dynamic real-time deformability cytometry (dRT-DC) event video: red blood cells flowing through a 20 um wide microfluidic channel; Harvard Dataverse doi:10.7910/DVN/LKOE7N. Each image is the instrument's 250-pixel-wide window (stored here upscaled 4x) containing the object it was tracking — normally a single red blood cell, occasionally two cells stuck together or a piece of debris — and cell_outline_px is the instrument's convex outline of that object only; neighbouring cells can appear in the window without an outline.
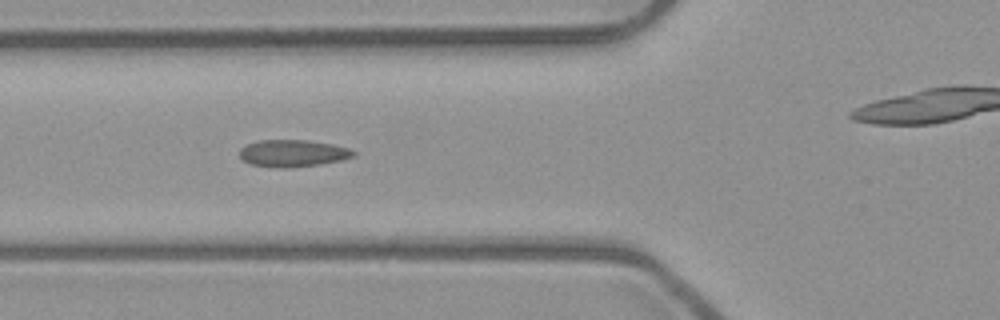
{"species": "common noctule bat (a hibernating species)", "species_latin": "Nyctalus noctula", "temperature_condition": "room temperature", "stored_images_in_passage": 6, "camera_frame_rate_fps": 3000, "um_per_image_px": 0.085, "animal": {"sex": "male", "body_mass_g": 23.1, "forearm_length_mm": 52.7}, "frame": {"image": 1, "passage_image": 3, "time_ms": 0.667, "image_size_px": [1000, 320], "cell_outline_px": [[356, 156], [340, 160], [320, 164], [288, 168], [272, 168], [252, 164], [244, 160], [240, 156], [240, 148], [248, 144], [260, 140], [308, 140], [332, 144], [348, 148], [356, 152]], "centroid_in_image_um": [24.9, 13.03], "position_along_channel_um": 100.9, "area_um2": 17.92}}
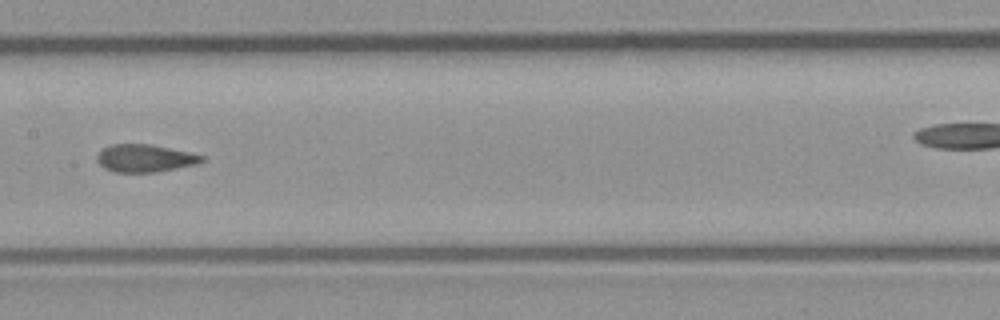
{"frame": {"image": 2, "passage_image": 5, "time_ms": 1.333, "image_size_px": [1000, 320], "cell_outline_px": [[204, 160], [196, 164], [156, 172], [112, 172], [104, 168], [96, 160], [96, 156], [104, 148], [112, 144], [148, 144], [188, 152], [204, 156]], "centroid_in_image_um": [12.28, 13.46], "position_along_channel_um": 195.1, "area_um2": 16.65}}
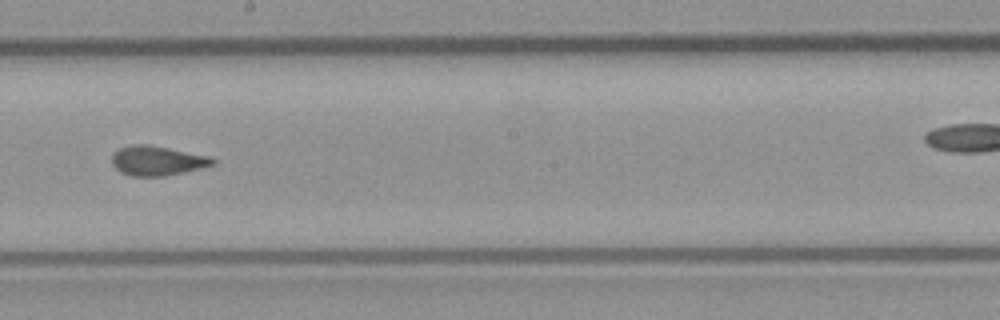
{"frame": {"image": 3, "passage_image": 6, "time_ms": 1.667, "image_size_px": [1000, 320], "cell_outline_px": [[216, 164], [184, 172], [164, 176], [132, 176], [120, 172], [112, 164], [112, 152], [120, 148], [132, 144], [148, 144], [212, 156], [216, 160]], "centroid_in_image_um": [13.38, 13.65], "position_along_channel_um": 234.8, "area_um2": 17.57}}